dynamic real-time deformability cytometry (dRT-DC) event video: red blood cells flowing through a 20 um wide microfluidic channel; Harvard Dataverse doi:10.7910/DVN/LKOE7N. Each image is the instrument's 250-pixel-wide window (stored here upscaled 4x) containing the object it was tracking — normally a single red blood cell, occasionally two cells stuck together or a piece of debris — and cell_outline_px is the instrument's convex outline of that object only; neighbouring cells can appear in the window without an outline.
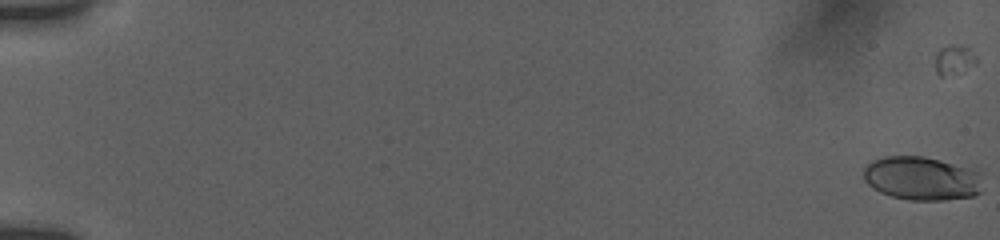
{"species": "human", "species_latin": "Homo sapiens", "temperature_condition": "room temperature", "stored_images_in_passage": 31, "camera_frame_rate_fps": 3000, "um_per_image_px": 0.085, "donor": {"sex": "female"}, "frame": {"image": 1, "passage_image": 1, "time_ms": 0.0, "image_size_px": [1000, 240], "cell_outline_px": [[980, 192], [972, 196], [944, 200], [908, 200], [892, 196], [880, 192], [872, 188], [864, 180], [864, 168], [872, 160], [884, 156], [924, 156], [940, 160], [968, 168], [980, 172]], "centroid_in_image_um": [78.31, 15.16], "position_along_channel_um": 6.7, "area_um2": 30.17}}